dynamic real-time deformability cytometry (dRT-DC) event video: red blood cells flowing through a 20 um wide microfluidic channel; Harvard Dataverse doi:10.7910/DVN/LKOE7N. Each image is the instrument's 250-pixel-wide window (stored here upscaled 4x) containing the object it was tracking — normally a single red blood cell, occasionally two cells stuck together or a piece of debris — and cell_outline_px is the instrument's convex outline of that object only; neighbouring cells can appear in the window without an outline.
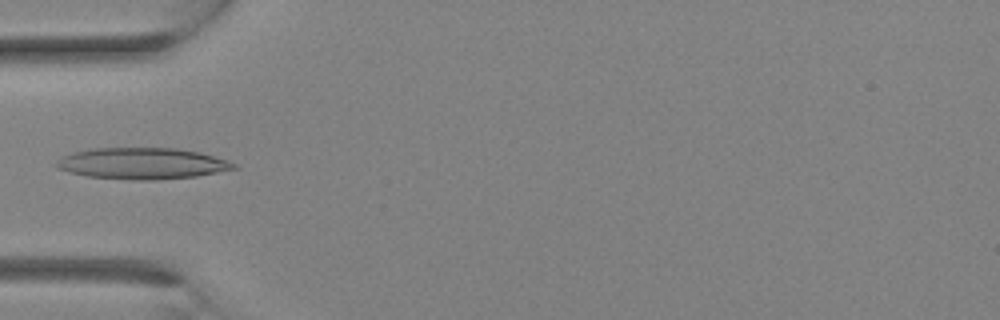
{"species": "Egyptian fruit bat (a non-hibernating species)", "species_latin": "Rousettus aegyptiacus", "temperature_condition": "room temperature", "stored_images_in_passage": 2, "camera_frame_rate_fps": 3000, "um_per_image_px": 0.085, "animal": {"sex": "female"}, "frame": {"image": 1, "passage_image": 2, "time_ms": 1.0, "image_size_px": [1000, 320], "cell_outline_px": [[240, 168], [196, 176], [156, 180], [128, 180], [88, 176], [68, 172], [56, 168], [52, 164], [56, 160], [72, 152], [92, 148], [176, 148], [200, 152], [228, 160], [236, 164]], "centroid_in_image_um": [12.07, 13.89], "position_along_channel_um": 72.9, "area_um2": 32.71}}